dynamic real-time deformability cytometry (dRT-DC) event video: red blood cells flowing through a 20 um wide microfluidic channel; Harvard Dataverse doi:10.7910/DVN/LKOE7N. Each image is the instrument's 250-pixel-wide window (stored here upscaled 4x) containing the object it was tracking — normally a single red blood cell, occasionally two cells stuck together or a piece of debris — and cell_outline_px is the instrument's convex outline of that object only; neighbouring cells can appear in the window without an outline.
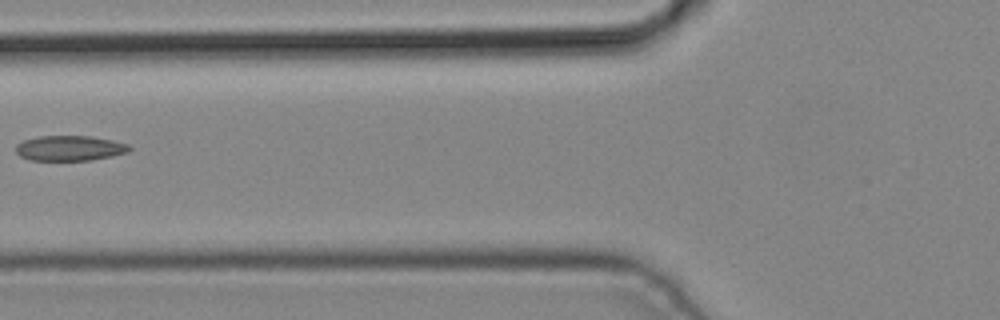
{"species": "common noctule bat (a hibernating species)", "species_latin": "Nyctalus noctula", "temperature_condition": "cold", "stored_images_in_passage": 6, "camera_frame_rate_fps": 3000, "um_per_image_px": 0.085, "animal": {"sex": "male", "body_mass_g": 19.2, "forearm_length_mm": 51.8}, "frame": {"image": 1, "passage_image": 6, "time_ms": 1.667, "image_size_px": [1000, 320], "cell_outline_px": [[132, 148], [128, 152], [112, 156], [92, 160], [28, 160], [20, 156], [16, 152], [16, 144], [24, 140], [40, 136], [92, 136], [112, 140], [128, 144]], "centroid_in_image_um": [5.93, 12.59], "position_along_channel_um": 119.9, "area_um2": 16.7}}